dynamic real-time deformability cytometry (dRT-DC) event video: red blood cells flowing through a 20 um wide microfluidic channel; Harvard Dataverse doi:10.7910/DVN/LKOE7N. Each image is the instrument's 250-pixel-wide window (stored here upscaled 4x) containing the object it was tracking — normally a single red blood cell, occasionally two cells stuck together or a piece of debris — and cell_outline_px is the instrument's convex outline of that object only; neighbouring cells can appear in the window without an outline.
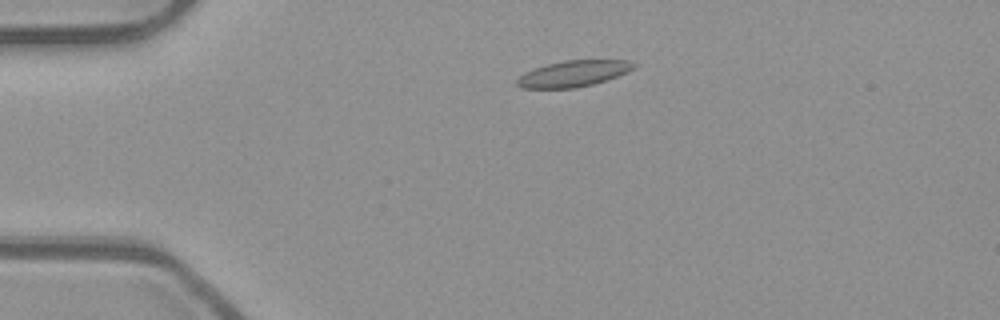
{"species": "common noctule bat (a hibernating species)", "species_latin": "Nyctalus noctula", "temperature_condition": "room temperature", "stored_images_in_passage": 43, "camera_frame_rate_fps": 3000, "um_per_image_px": 0.085, "animal": {"sex": "male", "body_mass_g": 23.1, "forearm_length_mm": 52.7}, "frame": {"image": 1, "passage_image": 2, "time_ms": 0.333, "image_size_px": [1000, 320], "cell_outline_px": [[636, 64], [632, 68], [616, 76], [592, 84], [572, 88], [520, 88], [516, 84], [516, 80], [524, 72], [548, 64], [564, 60], [628, 60]], "centroid_in_image_um": [48.67, 6.25], "position_along_channel_um": 36.3, "area_um2": 17.4}}
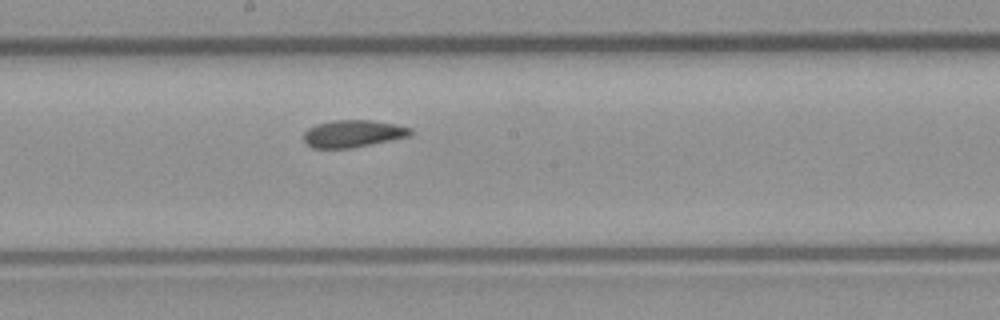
{"frame": {"image": 2, "passage_image": 19, "time_ms": 6.0, "image_size_px": [1000, 320], "cell_outline_px": [[412, 136], [352, 148], [312, 148], [304, 140], [304, 132], [308, 128], [316, 124], [332, 120], [372, 120], [396, 124], [412, 128]], "centroid_in_image_um": [30.03, 11.35], "position_along_channel_um": 218.2, "area_um2": 17.11}}
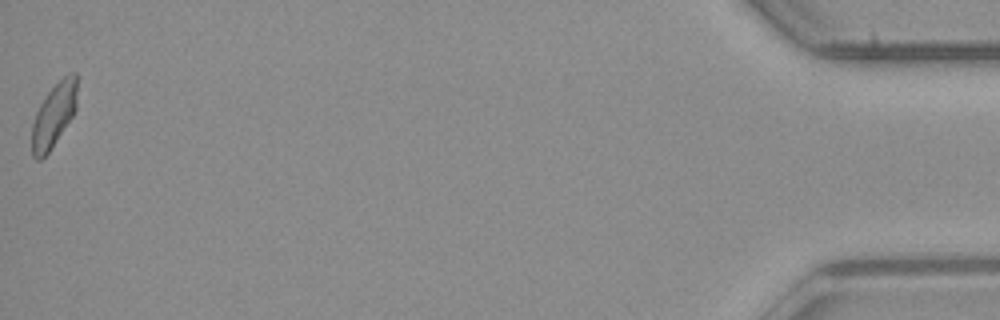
{"frame": {"image": 3, "passage_image": 43, "time_ms": 14.0, "image_size_px": [1000, 320], "cell_outline_px": [[76, 108], [72, 116], [48, 152], [40, 160], [36, 160], [32, 156], [32, 124], [36, 112], [40, 104], [48, 92], [68, 72], [76, 72]], "centroid_in_image_um": [4.56, 9.78], "position_along_channel_um": 430.6, "area_um2": 16.47}, "authors_computed_cell_mechanics": {"area_um2": 17.2822, "velocity_mm_per_s": 3.9286, "shape_relaxation_time_tau1_ms": null, "shape_relaxation_time_tau2_ms": 2.7844, "deformation_change_tau1": null, "deformation_change_tau2": 0.095}}